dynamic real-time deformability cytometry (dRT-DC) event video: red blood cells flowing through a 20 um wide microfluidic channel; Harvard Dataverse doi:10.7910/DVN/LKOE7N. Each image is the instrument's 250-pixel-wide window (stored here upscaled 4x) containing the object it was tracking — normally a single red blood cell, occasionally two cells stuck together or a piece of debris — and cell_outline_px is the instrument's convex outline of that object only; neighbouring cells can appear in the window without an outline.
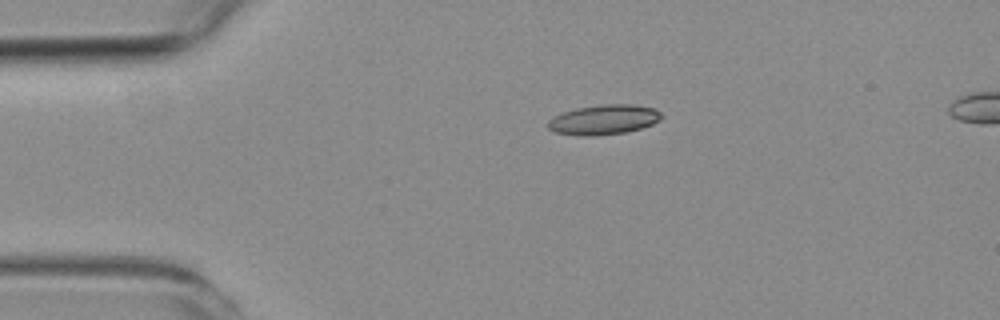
{"species": "common noctule bat (a hibernating species)", "species_latin": "Nyctalus noctula", "temperature_condition": "room temperature", "stored_images_in_passage": 5, "camera_frame_rate_fps": 3000, "um_per_image_px": 0.085, "animal": {"sex": "female", "body_mass_g": 19.3, "forearm_length_mm": 54.1}, "frame": {"image": 1, "passage_image": 3, "time_ms": 3.333, "image_size_px": [1000, 320], "cell_outline_px": [[664, 116], [660, 120], [652, 124], [640, 128], [624, 132], [592, 136], [580, 136], [556, 132], [548, 128], [548, 120], [564, 112], [576, 108], [600, 104], [632, 104], [656, 108]], "centroid_in_image_um": [51.35, 10.16], "position_along_channel_um": 33.6, "area_um2": 19.71}}